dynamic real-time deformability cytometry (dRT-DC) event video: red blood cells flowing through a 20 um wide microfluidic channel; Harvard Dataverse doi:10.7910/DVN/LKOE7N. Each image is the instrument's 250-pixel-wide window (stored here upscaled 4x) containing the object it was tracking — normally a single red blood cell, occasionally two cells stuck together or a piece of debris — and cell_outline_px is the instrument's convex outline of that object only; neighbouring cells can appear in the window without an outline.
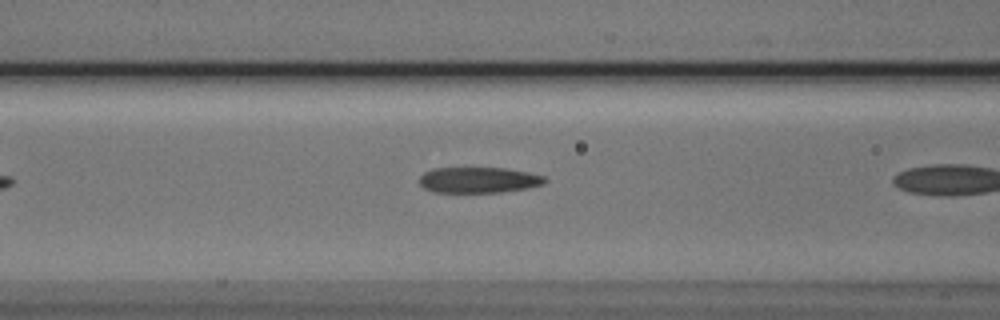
{"species": "Egyptian fruit bat (a non-hibernating species)", "species_latin": "Rousettus aegyptiacus", "temperature_condition": "cold", "stored_images_in_passage": 8, "camera_frame_rate_fps": 3000, "um_per_image_px": 0.085, "animal": {"sex": "male"}, "frame": {"image": 1, "passage_image": 4, "time_ms": 1.0, "image_size_px": [1000, 320], "cell_outline_px": [[548, 180], [544, 184], [528, 188], [500, 192], [432, 192], [424, 188], [420, 184], [420, 176], [424, 172], [432, 168], [504, 168], [528, 172], [544, 176]], "centroid_in_image_um": [40.69, 15.3], "position_along_channel_um": 125.9, "area_um2": 18.9}}
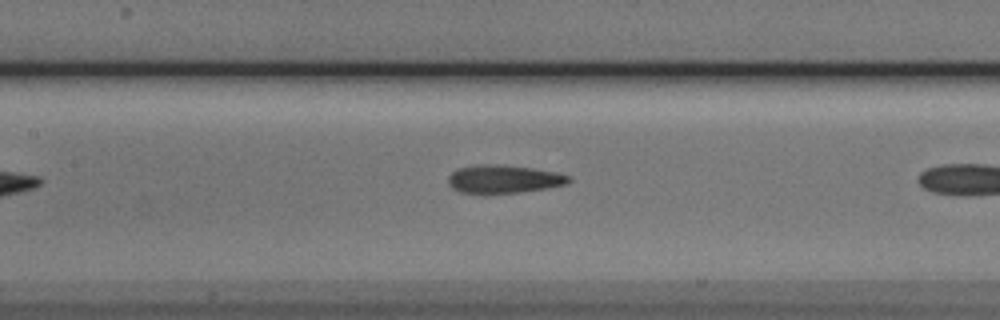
{"frame": {"image": 2, "passage_image": 7, "time_ms": 2.0, "image_size_px": [1000, 320], "cell_outline_px": [[572, 180], [568, 184], [548, 188], [520, 192], [484, 196], [460, 192], [452, 188], [448, 184], [448, 176], [456, 168], [480, 164], [504, 164], [532, 168], [556, 172], [572, 176]], "centroid_in_image_um": [42.79, 15.25], "position_along_channel_um": 164.6, "area_um2": 20.69}}